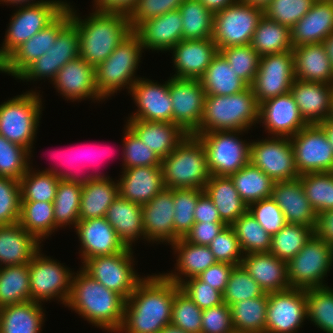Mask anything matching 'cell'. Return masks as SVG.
Segmentation results:
<instances>
[{
    "instance_id": "cell-1",
    "label": "cell",
    "mask_w": 333,
    "mask_h": 333,
    "mask_svg": "<svg viewBox=\"0 0 333 333\" xmlns=\"http://www.w3.org/2000/svg\"><path fill=\"white\" fill-rule=\"evenodd\" d=\"M179 289L161 273L144 276L126 300L117 333H159L171 324L174 294Z\"/></svg>"
},
{
    "instance_id": "cell-2",
    "label": "cell",
    "mask_w": 333,
    "mask_h": 333,
    "mask_svg": "<svg viewBox=\"0 0 333 333\" xmlns=\"http://www.w3.org/2000/svg\"><path fill=\"white\" fill-rule=\"evenodd\" d=\"M73 273L69 297L65 306L93 326L107 332L120 329L126 300L87 274L81 267Z\"/></svg>"
},
{
    "instance_id": "cell-3",
    "label": "cell",
    "mask_w": 333,
    "mask_h": 333,
    "mask_svg": "<svg viewBox=\"0 0 333 333\" xmlns=\"http://www.w3.org/2000/svg\"><path fill=\"white\" fill-rule=\"evenodd\" d=\"M70 5L71 22L79 35L80 57L96 68L127 37L132 29L128 15L121 12L97 11L81 19Z\"/></svg>"
},
{
    "instance_id": "cell-4",
    "label": "cell",
    "mask_w": 333,
    "mask_h": 333,
    "mask_svg": "<svg viewBox=\"0 0 333 333\" xmlns=\"http://www.w3.org/2000/svg\"><path fill=\"white\" fill-rule=\"evenodd\" d=\"M259 121V104L251 86L233 95H206L199 128L211 131H248Z\"/></svg>"
},
{
    "instance_id": "cell-5",
    "label": "cell",
    "mask_w": 333,
    "mask_h": 333,
    "mask_svg": "<svg viewBox=\"0 0 333 333\" xmlns=\"http://www.w3.org/2000/svg\"><path fill=\"white\" fill-rule=\"evenodd\" d=\"M167 189H202L211 177L204 147L192 134L187 136L161 161Z\"/></svg>"
},
{
    "instance_id": "cell-6",
    "label": "cell",
    "mask_w": 333,
    "mask_h": 333,
    "mask_svg": "<svg viewBox=\"0 0 333 333\" xmlns=\"http://www.w3.org/2000/svg\"><path fill=\"white\" fill-rule=\"evenodd\" d=\"M143 46L139 37L132 31L115 50L95 68V85L99 95L105 100L118 91H131L133 84L141 77L136 71L141 62Z\"/></svg>"
},
{
    "instance_id": "cell-7",
    "label": "cell",
    "mask_w": 333,
    "mask_h": 333,
    "mask_svg": "<svg viewBox=\"0 0 333 333\" xmlns=\"http://www.w3.org/2000/svg\"><path fill=\"white\" fill-rule=\"evenodd\" d=\"M41 97L39 92L31 90L0 104V134L28 149V162L42 114Z\"/></svg>"
},
{
    "instance_id": "cell-8",
    "label": "cell",
    "mask_w": 333,
    "mask_h": 333,
    "mask_svg": "<svg viewBox=\"0 0 333 333\" xmlns=\"http://www.w3.org/2000/svg\"><path fill=\"white\" fill-rule=\"evenodd\" d=\"M245 131H211L196 133L207 158L211 176H230L250 163L251 141L240 139Z\"/></svg>"
},
{
    "instance_id": "cell-9",
    "label": "cell",
    "mask_w": 333,
    "mask_h": 333,
    "mask_svg": "<svg viewBox=\"0 0 333 333\" xmlns=\"http://www.w3.org/2000/svg\"><path fill=\"white\" fill-rule=\"evenodd\" d=\"M333 267V247L315 234L304 247L287 262V276L291 288H319Z\"/></svg>"
},
{
    "instance_id": "cell-10",
    "label": "cell",
    "mask_w": 333,
    "mask_h": 333,
    "mask_svg": "<svg viewBox=\"0 0 333 333\" xmlns=\"http://www.w3.org/2000/svg\"><path fill=\"white\" fill-rule=\"evenodd\" d=\"M67 1L45 0L19 7L11 16L5 39L0 47V64L22 43L51 24L67 7Z\"/></svg>"
},
{
    "instance_id": "cell-11",
    "label": "cell",
    "mask_w": 333,
    "mask_h": 333,
    "mask_svg": "<svg viewBox=\"0 0 333 333\" xmlns=\"http://www.w3.org/2000/svg\"><path fill=\"white\" fill-rule=\"evenodd\" d=\"M133 256V249L126 248L117 254L87 259L82 262L81 268L106 288L127 300L143 279L134 269Z\"/></svg>"
},
{
    "instance_id": "cell-12",
    "label": "cell",
    "mask_w": 333,
    "mask_h": 333,
    "mask_svg": "<svg viewBox=\"0 0 333 333\" xmlns=\"http://www.w3.org/2000/svg\"><path fill=\"white\" fill-rule=\"evenodd\" d=\"M41 252L40 249L28 263L31 300L42 304L55 298L65 305L74 272Z\"/></svg>"
},
{
    "instance_id": "cell-13",
    "label": "cell",
    "mask_w": 333,
    "mask_h": 333,
    "mask_svg": "<svg viewBox=\"0 0 333 333\" xmlns=\"http://www.w3.org/2000/svg\"><path fill=\"white\" fill-rule=\"evenodd\" d=\"M264 12L241 1L214 14L213 36L218 51L230 46L249 45Z\"/></svg>"
},
{
    "instance_id": "cell-14",
    "label": "cell",
    "mask_w": 333,
    "mask_h": 333,
    "mask_svg": "<svg viewBox=\"0 0 333 333\" xmlns=\"http://www.w3.org/2000/svg\"><path fill=\"white\" fill-rule=\"evenodd\" d=\"M250 163L274 182L299 178L290 137L268 136L250 144Z\"/></svg>"
},
{
    "instance_id": "cell-15",
    "label": "cell",
    "mask_w": 333,
    "mask_h": 333,
    "mask_svg": "<svg viewBox=\"0 0 333 333\" xmlns=\"http://www.w3.org/2000/svg\"><path fill=\"white\" fill-rule=\"evenodd\" d=\"M299 175L333 172V149L319 124H308L290 137Z\"/></svg>"
},
{
    "instance_id": "cell-16",
    "label": "cell",
    "mask_w": 333,
    "mask_h": 333,
    "mask_svg": "<svg viewBox=\"0 0 333 333\" xmlns=\"http://www.w3.org/2000/svg\"><path fill=\"white\" fill-rule=\"evenodd\" d=\"M295 78L292 50L261 56L251 85L258 104L290 92Z\"/></svg>"
},
{
    "instance_id": "cell-17",
    "label": "cell",
    "mask_w": 333,
    "mask_h": 333,
    "mask_svg": "<svg viewBox=\"0 0 333 333\" xmlns=\"http://www.w3.org/2000/svg\"><path fill=\"white\" fill-rule=\"evenodd\" d=\"M80 57L79 35L76 26L70 22L57 36L48 52L32 62L16 79L37 81L55 79L64 64Z\"/></svg>"
},
{
    "instance_id": "cell-18",
    "label": "cell",
    "mask_w": 333,
    "mask_h": 333,
    "mask_svg": "<svg viewBox=\"0 0 333 333\" xmlns=\"http://www.w3.org/2000/svg\"><path fill=\"white\" fill-rule=\"evenodd\" d=\"M307 320L305 289L268 293L265 333H297Z\"/></svg>"
},
{
    "instance_id": "cell-19",
    "label": "cell",
    "mask_w": 333,
    "mask_h": 333,
    "mask_svg": "<svg viewBox=\"0 0 333 333\" xmlns=\"http://www.w3.org/2000/svg\"><path fill=\"white\" fill-rule=\"evenodd\" d=\"M172 123L186 134H193L200 126L205 103V91L199 79L169 77Z\"/></svg>"
},
{
    "instance_id": "cell-20",
    "label": "cell",
    "mask_w": 333,
    "mask_h": 333,
    "mask_svg": "<svg viewBox=\"0 0 333 333\" xmlns=\"http://www.w3.org/2000/svg\"><path fill=\"white\" fill-rule=\"evenodd\" d=\"M71 22L70 3L46 28L18 46L1 64L0 73L17 78L32 62L48 52L58 34Z\"/></svg>"
},
{
    "instance_id": "cell-21",
    "label": "cell",
    "mask_w": 333,
    "mask_h": 333,
    "mask_svg": "<svg viewBox=\"0 0 333 333\" xmlns=\"http://www.w3.org/2000/svg\"><path fill=\"white\" fill-rule=\"evenodd\" d=\"M129 93L137 106V111L128 119L172 123L173 103L169 93V79L165 84H159L154 83V80L139 78Z\"/></svg>"
},
{
    "instance_id": "cell-22",
    "label": "cell",
    "mask_w": 333,
    "mask_h": 333,
    "mask_svg": "<svg viewBox=\"0 0 333 333\" xmlns=\"http://www.w3.org/2000/svg\"><path fill=\"white\" fill-rule=\"evenodd\" d=\"M269 136L292 137L308 123L290 92L259 104V121Z\"/></svg>"
},
{
    "instance_id": "cell-23",
    "label": "cell",
    "mask_w": 333,
    "mask_h": 333,
    "mask_svg": "<svg viewBox=\"0 0 333 333\" xmlns=\"http://www.w3.org/2000/svg\"><path fill=\"white\" fill-rule=\"evenodd\" d=\"M52 84L67 101L74 102L85 99H92L94 102L105 101L96 89L95 68L81 57L64 64Z\"/></svg>"
},
{
    "instance_id": "cell-24",
    "label": "cell",
    "mask_w": 333,
    "mask_h": 333,
    "mask_svg": "<svg viewBox=\"0 0 333 333\" xmlns=\"http://www.w3.org/2000/svg\"><path fill=\"white\" fill-rule=\"evenodd\" d=\"M172 63L179 79H200L212 59L218 54V48L212 38L202 40H184L172 49Z\"/></svg>"
},
{
    "instance_id": "cell-25",
    "label": "cell",
    "mask_w": 333,
    "mask_h": 333,
    "mask_svg": "<svg viewBox=\"0 0 333 333\" xmlns=\"http://www.w3.org/2000/svg\"><path fill=\"white\" fill-rule=\"evenodd\" d=\"M75 230L81 243L79 254L81 253L83 262L95 256L117 254L126 249L105 217L79 220Z\"/></svg>"
},
{
    "instance_id": "cell-26",
    "label": "cell",
    "mask_w": 333,
    "mask_h": 333,
    "mask_svg": "<svg viewBox=\"0 0 333 333\" xmlns=\"http://www.w3.org/2000/svg\"><path fill=\"white\" fill-rule=\"evenodd\" d=\"M173 189L165 188L148 203L142 205L143 227L146 241L170 245L174 243Z\"/></svg>"
},
{
    "instance_id": "cell-27",
    "label": "cell",
    "mask_w": 333,
    "mask_h": 333,
    "mask_svg": "<svg viewBox=\"0 0 333 333\" xmlns=\"http://www.w3.org/2000/svg\"><path fill=\"white\" fill-rule=\"evenodd\" d=\"M133 32L139 37L143 50L170 52L183 39L181 13L175 10L145 20Z\"/></svg>"
},
{
    "instance_id": "cell-28",
    "label": "cell",
    "mask_w": 333,
    "mask_h": 333,
    "mask_svg": "<svg viewBox=\"0 0 333 333\" xmlns=\"http://www.w3.org/2000/svg\"><path fill=\"white\" fill-rule=\"evenodd\" d=\"M118 182L119 196L144 205L166 187L161 166H145L123 169Z\"/></svg>"
},
{
    "instance_id": "cell-29",
    "label": "cell",
    "mask_w": 333,
    "mask_h": 333,
    "mask_svg": "<svg viewBox=\"0 0 333 333\" xmlns=\"http://www.w3.org/2000/svg\"><path fill=\"white\" fill-rule=\"evenodd\" d=\"M301 116L308 124H319L329 118L333 84L296 79L290 89Z\"/></svg>"
},
{
    "instance_id": "cell-30",
    "label": "cell",
    "mask_w": 333,
    "mask_h": 333,
    "mask_svg": "<svg viewBox=\"0 0 333 333\" xmlns=\"http://www.w3.org/2000/svg\"><path fill=\"white\" fill-rule=\"evenodd\" d=\"M271 198L281 208L287 223L315 229L317 213L307 200L301 180L274 182Z\"/></svg>"
},
{
    "instance_id": "cell-31",
    "label": "cell",
    "mask_w": 333,
    "mask_h": 333,
    "mask_svg": "<svg viewBox=\"0 0 333 333\" xmlns=\"http://www.w3.org/2000/svg\"><path fill=\"white\" fill-rule=\"evenodd\" d=\"M333 32V0H316L290 29L293 47L322 43Z\"/></svg>"
},
{
    "instance_id": "cell-32",
    "label": "cell",
    "mask_w": 333,
    "mask_h": 333,
    "mask_svg": "<svg viewBox=\"0 0 333 333\" xmlns=\"http://www.w3.org/2000/svg\"><path fill=\"white\" fill-rule=\"evenodd\" d=\"M126 125L161 160L187 136L178 125L171 122L127 119Z\"/></svg>"
},
{
    "instance_id": "cell-33",
    "label": "cell",
    "mask_w": 333,
    "mask_h": 333,
    "mask_svg": "<svg viewBox=\"0 0 333 333\" xmlns=\"http://www.w3.org/2000/svg\"><path fill=\"white\" fill-rule=\"evenodd\" d=\"M241 265L265 293L291 288L287 276V262L269 252L245 254Z\"/></svg>"
},
{
    "instance_id": "cell-34",
    "label": "cell",
    "mask_w": 333,
    "mask_h": 333,
    "mask_svg": "<svg viewBox=\"0 0 333 333\" xmlns=\"http://www.w3.org/2000/svg\"><path fill=\"white\" fill-rule=\"evenodd\" d=\"M40 244L19 222L0 226V267L28 264L42 249Z\"/></svg>"
},
{
    "instance_id": "cell-35",
    "label": "cell",
    "mask_w": 333,
    "mask_h": 333,
    "mask_svg": "<svg viewBox=\"0 0 333 333\" xmlns=\"http://www.w3.org/2000/svg\"><path fill=\"white\" fill-rule=\"evenodd\" d=\"M170 245L174 254H177L175 272H164L163 275L178 286L184 280L199 276L217 262L208 246L190 243L185 238H179Z\"/></svg>"
},
{
    "instance_id": "cell-36",
    "label": "cell",
    "mask_w": 333,
    "mask_h": 333,
    "mask_svg": "<svg viewBox=\"0 0 333 333\" xmlns=\"http://www.w3.org/2000/svg\"><path fill=\"white\" fill-rule=\"evenodd\" d=\"M105 218L114 228L118 238L126 248L132 249V244L139 238L146 239L142 205L128 201L118 195L109 206Z\"/></svg>"
},
{
    "instance_id": "cell-37",
    "label": "cell",
    "mask_w": 333,
    "mask_h": 333,
    "mask_svg": "<svg viewBox=\"0 0 333 333\" xmlns=\"http://www.w3.org/2000/svg\"><path fill=\"white\" fill-rule=\"evenodd\" d=\"M292 52L296 79L333 84V69L322 43L293 47Z\"/></svg>"
},
{
    "instance_id": "cell-38",
    "label": "cell",
    "mask_w": 333,
    "mask_h": 333,
    "mask_svg": "<svg viewBox=\"0 0 333 333\" xmlns=\"http://www.w3.org/2000/svg\"><path fill=\"white\" fill-rule=\"evenodd\" d=\"M204 191L227 226H231L248 211V205L239 196L230 176H211L205 184Z\"/></svg>"
},
{
    "instance_id": "cell-39",
    "label": "cell",
    "mask_w": 333,
    "mask_h": 333,
    "mask_svg": "<svg viewBox=\"0 0 333 333\" xmlns=\"http://www.w3.org/2000/svg\"><path fill=\"white\" fill-rule=\"evenodd\" d=\"M42 305L31 300L0 308V333H41L45 322Z\"/></svg>"
},
{
    "instance_id": "cell-40",
    "label": "cell",
    "mask_w": 333,
    "mask_h": 333,
    "mask_svg": "<svg viewBox=\"0 0 333 333\" xmlns=\"http://www.w3.org/2000/svg\"><path fill=\"white\" fill-rule=\"evenodd\" d=\"M118 195V182L111 178L92 179L82 185L80 220L105 217L109 206Z\"/></svg>"
},
{
    "instance_id": "cell-41",
    "label": "cell",
    "mask_w": 333,
    "mask_h": 333,
    "mask_svg": "<svg viewBox=\"0 0 333 333\" xmlns=\"http://www.w3.org/2000/svg\"><path fill=\"white\" fill-rule=\"evenodd\" d=\"M199 80L206 95H233L249 87L219 52Z\"/></svg>"
},
{
    "instance_id": "cell-42",
    "label": "cell",
    "mask_w": 333,
    "mask_h": 333,
    "mask_svg": "<svg viewBox=\"0 0 333 333\" xmlns=\"http://www.w3.org/2000/svg\"><path fill=\"white\" fill-rule=\"evenodd\" d=\"M250 45L260 56L290 51L293 49L290 28L263 15Z\"/></svg>"
},
{
    "instance_id": "cell-43",
    "label": "cell",
    "mask_w": 333,
    "mask_h": 333,
    "mask_svg": "<svg viewBox=\"0 0 333 333\" xmlns=\"http://www.w3.org/2000/svg\"><path fill=\"white\" fill-rule=\"evenodd\" d=\"M241 199L250 204L271 197L274 181L251 163L230 175Z\"/></svg>"
},
{
    "instance_id": "cell-44",
    "label": "cell",
    "mask_w": 333,
    "mask_h": 333,
    "mask_svg": "<svg viewBox=\"0 0 333 333\" xmlns=\"http://www.w3.org/2000/svg\"><path fill=\"white\" fill-rule=\"evenodd\" d=\"M28 264L0 267V308L31 301Z\"/></svg>"
},
{
    "instance_id": "cell-45",
    "label": "cell",
    "mask_w": 333,
    "mask_h": 333,
    "mask_svg": "<svg viewBox=\"0 0 333 333\" xmlns=\"http://www.w3.org/2000/svg\"><path fill=\"white\" fill-rule=\"evenodd\" d=\"M268 293L260 297L237 301L230 306L234 330L265 333Z\"/></svg>"
},
{
    "instance_id": "cell-46",
    "label": "cell",
    "mask_w": 333,
    "mask_h": 333,
    "mask_svg": "<svg viewBox=\"0 0 333 333\" xmlns=\"http://www.w3.org/2000/svg\"><path fill=\"white\" fill-rule=\"evenodd\" d=\"M53 211V202L21 201L19 224L42 243L58 229Z\"/></svg>"
},
{
    "instance_id": "cell-47",
    "label": "cell",
    "mask_w": 333,
    "mask_h": 333,
    "mask_svg": "<svg viewBox=\"0 0 333 333\" xmlns=\"http://www.w3.org/2000/svg\"><path fill=\"white\" fill-rule=\"evenodd\" d=\"M184 40H202L213 36L214 14L199 0H185L178 9Z\"/></svg>"
},
{
    "instance_id": "cell-48",
    "label": "cell",
    "mask_w": 333,
    "mask_h": 333,
    "mask_svg": "<svg viewBox=\"0 0 333 333\" xmlns=\"http://www.w3.org/2000/svg\"><path fill=\"white\" fill-rule=\"evenodd\" d=\"M82 185L60 180L53 201V213L57 228L72 225L76 228L79 217Z\"/></svg>"
},
{
    "instance_id": "cell-49",
    "label": "cell",
    "mask_w": 333,
    "mask_h": 333,
    "mask_svg": "<svg viewBox=\"0 0 333 333\" xmlns=\"http://www.w3.org/2000/svg\"><path fill=\"white\" fill-rule=\"evenodd\" d=\"M313 234L312 227L286 223L280 231L271 236L269 253L288 262L298 254Z\"/></svg>"
},
{
    "instance_id": "cell-50",
    "label": "cell",
    "mask_w": 333,
    "mask_h": 333,
    "mask_svg": "<svg viewBox=\"0 0 333 333\" xmlns=\"http://www.w3.org/2000/svg\"><path fill=\"white\" fill-rule=\"evenodd\" d=\"M59 181L50 172L34 171L28 162V171L19 180L21 201L53 202Z\"/></svg>"
},
{
    "instance_id": "cell-51",
    "label": "cell",
    "mask_w": 333,
    "mask_h": 333,
    "mask_svg": "<svg viewBox=\"0 0 333 333\" xmlns=\"http://www.w3.org/2000/svg\"><path fill=\"white\" fill-rule=\"evenodd\" d=\"M231 227L235 231L244 255L269 252L271 236L249 211L241 215Z\"/></svg>"
},
{
    "instance_id": "cell-52",
    "label": "cell",
    "mask_w": 333,
    "mask_h": 333,
    "mask_svg": "<svg viewBox=\"0 0 333 333\" xmlns=\"http://www.w3.org/2000/svg\"><path fill=\"white\" fill-rule=\"evenodd\" d=\"M307 320L325 333H333V289L332 286L307 288Z\"/></svg>"
},
{
    "instance_id": "cell-53",
    "label": "cell",
    "mask_w": 333,
    "mask_h": 333,
    "mask_svg": "<svg viewBox=\"0 0 333 333\" xmlns=\"http://www.w3.org/2000/svg\"><path fill=\"white\" fill-rule=\"evenodd\" d=\"M299 179L317 215L333 209V172L306 173Z\"/></svg>"
},
{
    "instance_id": "cell-54",
    "label": "cell",
    "mask_w": 333,
    "mask_h": 333,
    "mask_svg": "<svg viewBox=\"0 0 333 333\" xmlns=\"http://www.w3.org/2000/svg\"><path fill=\"white\" fill-rule=\"evenodd\" d=\"M202 189H173L174 200V242L179 238H185L190 232L194 219V209Z\"/></svg>"
},
{
    "instance_id": "cell-55",
    "label": "cell",
    "mask_w": 333,
    "mask_h": 333,
    "mask_svg": "<svg viewBox=\"0 0 333 333\" xmlns=\"http://www.w3.org/2000/svg\"><path fill=\"white\" fill-rule=\"evenodd\" d=\"M219 53L232 66L242 80L249 86L254 82L258 72L261 56L249 45L230 46L219 50Z\"/></svg>"
},
{
    "instance_id": "cell-56",
    "label": "cell",
    "mask_w": 333,
    "mask_h": 333,
    "mask_svg": "<svg viewBox=\"0 0 333 333\" xmlns=\"http://www.w3.org/2000/svg\"><path fill=\"white\" fill-rule=\"evenodd\" d=\"M123 133L122 169L161 166L162 160L150 150L126 124Z\"/></svg>"
},
{
    "instance_id": "cell-57",
    "label": "cell",
    "mask_w": 333,
    "mask_h": 333,
    "mask_svg": "<svg viewBox=\"0 0 333 333\" xmlns=\"http://www.w3.org/2000/svg\"><path fill=\"white\" fill-rule=\"evenodd\" d=\"M265 292L242 265L235 266L223 292V303L229 307L237 301L260 297Z\"/></svg>"
},
{
    "instance_id": "cell-58",
    "label": "cell",
    "mask_w": 333,
    "mask_h": 333,
    "mask_svg": "<svg viewBox=\"0 0 333 333\" xmlns=\"http://www.w3.org/2000/svg\"><path fill=\"white\" fill-rule=\"evenodd\" d=\"M28 171V149L0 134V176L20 180Z\"/></svg>"
},
{
    "instance_id": "cell-59",
    "label": "cell",
    "mask_w": 333,
    "mask_h": 333,
    "mask_svg": "<svg viewBox=\"0 0 333 333\" xmlns=\"http://www.w3.org/2000/svg\"><path fill=\"white\" fill-rule=\"evenodd\" d=\"M202 311L180 289L174 294L171 324L187 333H201Z\"/></svg>"
},
{
    "instance_id": "cell-60",
    "label": "cell",
    "mask_w": 333,
    "mask_h": 333,
    "mask_svg": "<svg viewBox=\"0 0 333 333\" xmlns=\"http://www.w3.org/2000/svg\"><path fill=\"white\" fill-rule=\"evenodd\" d=\"M316 0H272L264 15L279 24L292 28Z\"/></svg>"
},
{
    "instance_id": "cell-61",
    "label": "cell",
    "mask_w": 333,
    "mask_h": 333,
    "mask_svg": "<svg viewBox=\"0 0 333 333\" xmlns=\"http://www.w3.org/2000/svg\"><path fill=\"white\" fill-rule=\"evenodd\" d=\"M20 207L19 181L0 176V226L19 222Z\"/></svg>"
},
{
    "instance_id": "cell-62",
    "label": "cell",
    "mask_w": 333,
    "mask_h": 333,
    "mask_svg": "<svg viewBox=\"0 0 333 333\" xmlns=\"http://www.w3.org/2000/svg\"><path fill=\"white\" fill-rule=\"evenodd\" d=\"M217 262L241 265L244 253L235 231L226 226L208 245Z\"/></svg>"
},
{
    "instance_id": "cell-63",
    "label": "cell",
    "mask_w": 333,
    "mask_h": 333,
    "mask_svg": "<svg viewBox=\"0 0 333 333\" xmlns=\"http://www.w3.org/2000/svg\"><path fill=\"white\" fill-rule=\"evenodd\" d=\"M248 211L270 236L275 235L287 223L281 208L271 197L250 204Z\"/></svg>"
},
{
    "instance_id": "cell-64",
    "label": "cell",
    "mask_w": 333,
    "mask_h": 333,
    "mask_svg": "<svg viewBox=\"0 0 333 333\" xmlns=\"http://www.w3.org/2000/svg\"><path fill=\"white\" fill-rule=\"evenodd\" d=\"M185 0H138L128 13L132 31L145 20L161 16L167 12L179 9Z\"/></svg>"
},
{
    "instance_id": "cell-65",
    "label": "cell",
    "mask_w": 333,
    "mask_h": 333,
    "mask_svg": "<svg viewBox=\"0 0 333 333\" xmlns=\"http://www.w3.org/2000/svg\"><path fill=\"white\" fill-rule=\"evenodd\" d=\"M179 288L184 292L201 310L221 305L223 294L214 289L208 283L201 281L198 277L184 280Z\"/></svg>"
},
{
    "instance_id": "cell-66",
    "label": "cell",
    "mask_w": 333,
    "mask_h": 333,
    "mask_svg": "<svg viewBox=\"0 0 333 333\" xmlns=\"http://www.w3.org/2000/svg\"><path fill=\"white\" fill-rule=\"evenodd\" d=\"M233 330L231 309L226 303L202 311L201 333H230Z\"/></svg>"
},
{
    "instance_id": "cell-67",
    "label": "cell",
    "mask_w": 333,
    "mask_h": 333,
    "mask_svg": "<svg viewBox=\"0 0 333 333\" xmlns=\"http://www.w3.org/2000/svg\"><path fill=\"white\" fill-rule=\"evenodd\" d=\"M226 226L224 222H195L185 239L196 245L208 246Z\"/></svg>"
},
{
    "instance_id": "cell-68",
    "label": "cell",
    "mask_w": 333,
    "mask_h": 333,
    "mask_svg": "<svg viewBox=\"0 0 333 333\" xmlns=\"http://www.w3.org/2000/svg\"><path fill=\"white\" fill-rule=\"evenodd\" d=\"M234 267L233 264L216 262L197 277L223 294Z\"/></svg>"
},
{
    "instance_id": "cell-69",
    "label": "cell",
    "mask_w": 333,
    "mask_h": 333,
    "mask_svg": "<svg viewBox=\"0 0 333 333\" xmlns=\"http://www.w3.org/2000/svg\"><path fill=\"white\" fill-rule=\"evenodd\" d=\"M195 222H223L211 198L203 191L194 209Z\"/></svg>"
},
{
    "instance_id": "cell-70",
    "label": "cell",
    "mask_w": 333,
    "mask_h": 333,
    "mask_svg": "<svg viewBox=\"0 0 333 333\" xmlns=\"http://www.w3.org/2000/svg\"><path fill=\"white\" fill-rule=\"evenodd\" d=\"M314 234L333 247V209L317 215Z\"/></svg>"
},
{
    "instance_id": "cell-71",
    "label": "cell",
    "mask_w": 333,
    "mask_h": 333,
    "mask_svg": "<svg viewBox=\"0 0 333 333\" xmlns=\"http://www.w3.org/2000/svg\"><path fill=\"white\" fill-rule=\"evenodd\" d=\"M78 153V152H76ZM77 161V160H76ZM43 172H50L54 175H56L58 178H60V180H64V181H67V182H73V183H77V184H80V185H85L87 184L88 182H90L92 179H106V178H110L109 176H106L102 173L98 174L96 172H92V174H87V175H84L81 176V175H78L77 173L79 172H72L69 170H58V168L56 169L55 166L53 168H47V169H43L42 170ZM81 171V170H80ZM82 172V171H81ZM102 174V175H101Z\"/></svg>"
},
{
    "instance_id": "cell-72",
    "label": "cell",
    "mask_w": 333,
    "mask_h": 333,
    "mask_svg": "<svg viewBox=\"0 0 333 333\" xmlns=\"http://www.w3.org/2000/svg\"><path fill=\"white\" fill-rule=\"evenodd\" d=\"M97 11L121 12L128 15L138 0H93Z\"/></svg>"
},
{
    "instance_id": "cell-73",
    "label": "cell",
    "mask_w": 333,
    "mask_h": 333,
    "mask_svg": "<svg viewBox=\"0 0 333 333\" xmlns=\"http://www.w3.org/2000/svg\"><path fill=\"white\" fill-rule=\"evenodd\" d=\"M213 14L233 5L240 0H199Z\"/></svg>"
},
{
    "instance_id": "cell-74",
    "label": "cell",
    "mask_w": 333,
    "mask_h": 333,
    "mask_svg": "<svg viewBox=\"0 0 333 333\" xmlns=\"http://www.w3.org/2000/svg\"><path fill=\"white\" fill-rule=\"evenodd\" d=\"M326 50V54L329 57L331 67L333 69V32L330 33L322 42Z\"/></svg>"
},
{
    "instance_id": "cell-75",
    "label": "cell",
    "mask_w": 333,
    "mask_h": 333,
    "mask_svg": "<svg viewBox=\"0 0 333 333\" xmlns=\"http://www.w3.org/2000/svg\"><path fill=\"white\" fill-rule=\"evenodd\" d=\"M243 4L258 8L263 12L267 9L272 0H240Z\"/></svg>"
},
{
    "instance_id": "cell-76",
    "label": "cell",
    "mask_w": 333,
    "mask_h": 333,
    "mask_svg": "<svg viewBox=\"0 0 333 333\" xmlns=\"http://www.w3.org/2000/svg\"><path fill=\"white\" fill-rule=\"evenodd\" d=\"M45 0H38V1H33V0H0V2L5 3V5H13V6H16L19 8V7H24V6H29V5H35V4H38V3H41ZM21 6H19V5Z\"/></svg>"
},
{
    "instance_id": "cell-77",
    "label": "cell",
    "mask_w": 333,
    "mask_h": 333,
    "mask_svg": "<svg viewBox=\"0 0 333 333\" xmlns=\"http://www.w3.org/2000/svg\"><path fill=\"white\" fill-rule=\"evenodd\" d=\"M319 125L323 128L324 132L326 133L329 143L333 149V121L327 119L323 122H320Z\"/></svg>"
},
{
    "instance_id": "cell-78",
    "label": "cell",
    "mask_w": 333,
    "mask_h": 333,
    "mask_svg": "<svg viewBox=\"0 0 333 333\" xmlns=\"http://www.w3.org/2000/svg\"><path fill=\"white\" fill-rule=\"evenodd\" d=\"M159 333H187L181 328L174 326L172 324L166 325Z\"/></svg>"
},
{
    "instance_id": "cell-79",
    "label": "cell",
    "mask_w": 333,
    "mask_h": 333,
    "mask_svg": "<svg viewBox=\"0 0 333 333\" xmlns=\"http://www.w3.org/2000/svg\"><path fill=\"white\" fill-rule=\"evenodd\" d=\"M330 121H333V98H332V104H331V111H330V115L328 118Z\"/></svg>"
},
{
    "instance_id": "cell-80",
    "label": "cell",
    "mask_w": 333,
    "mask_h": 333,
    "mask_svg": "<svg viewBox=\"0 0 333 333\" xmlns=\"http://www.w3.org/2000/svg\"><path fill=\"white\" fill-rule=\"evenodd\" d=\"M230 333H253V332H245V331H237V330H233Z\"/></svg>"
}]
</instances>
